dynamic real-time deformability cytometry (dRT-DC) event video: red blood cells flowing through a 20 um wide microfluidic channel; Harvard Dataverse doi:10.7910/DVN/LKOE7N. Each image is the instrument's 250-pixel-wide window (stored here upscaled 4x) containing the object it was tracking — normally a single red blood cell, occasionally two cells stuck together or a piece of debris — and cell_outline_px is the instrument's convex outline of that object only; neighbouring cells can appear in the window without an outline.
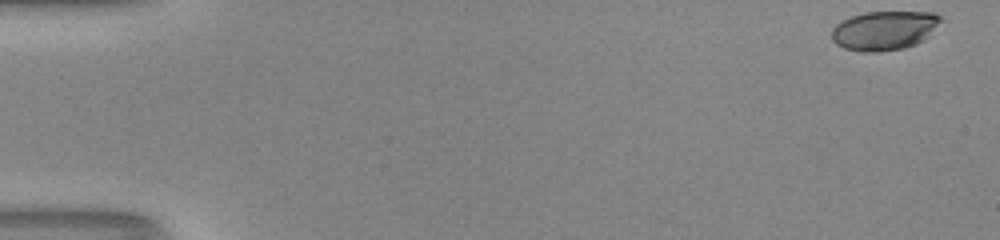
{"species": "human", "species_latin": "Homo sapiens", "temperature_condition": "room temperature", "stored_images_in_passage": 51, "camera_frame_rate_fps": 3000, "um_per_image_px": 0.085, "donor": {"sex": "male"}, "frame": {"image": 1, "passage_image": 1, "time_ms": 0.0, "image_size_px": [1000, 240], "cell_outline_px": [[944, 20], [924, 40], [916, 44], [904, 48], [876, 52], [864, 52], [844, 48], [836, 44], [832, 40], [832, 28], [840, 20], [864, 12], [932, 12], [940, 16]], "centroid_in_image_um": [75.17, 2.58], "position_along_channel_um": 9.8, "area_um2": 25.09}}
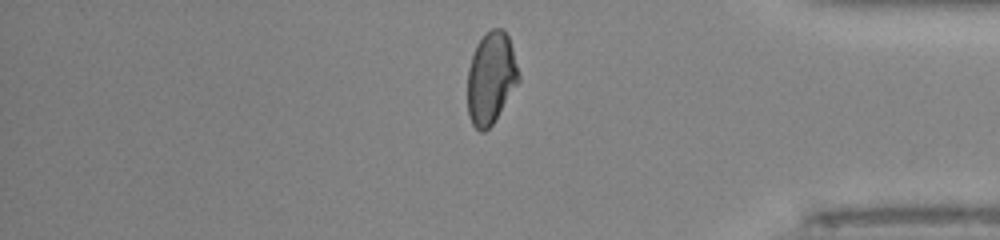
{"frame": {"image": 2, "passage_image": 43, "time_ms": 14.0, "image_size_px": [1000, 240], "cell_outline_px": [[520, 80], [492, 124], [484, 132], [480, 132], [472, 124], [468, 116], [468, 68], [476, 44], [492, 28], [500, 28], [508, 36], [512, 48], [520, 76]], "centroid_in_image_um": [41.72, 6.65], "position_along_channel_um": 393.5, "area_um2": 27.05}}
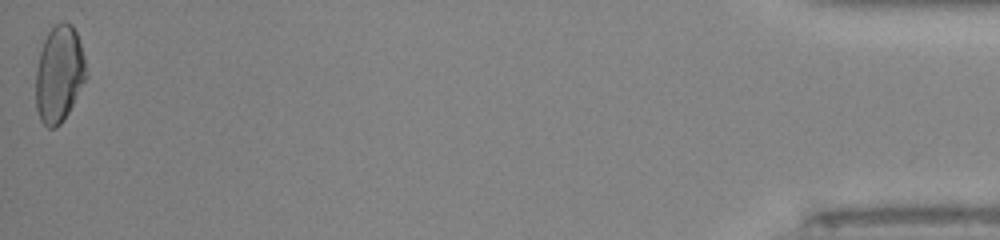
{"frame": {"image": 3, "passage_image": 51, "time_ms": 16.667, "image_size_px": [1000, 240], "cell_outline_px": [[88, 76], [68, 112], [60, 124], [56, 128], [48, 128], [40, 120], [36, 108], [36, 68], [40, 52], [44, 40], [48, 32], [56, 24], [72, 24], [76, 32], [84, 56]], "centroid_in_image_um": [5.03, 6.32], "position_along_channel_um": 430.2, "area_um2": 28.15}, "authors_computed_cell_mechanics": {"area_um2": 27.744, "velocity_mm_per_s": 4.1519, "shape_relaxation_time_tau1_ms": 7.7339, "shape_relaxation_time_tau2_ms": 1.2816, "deformation_change_tau1": 0.238, "deformation_change_tau2": 0.0604}}